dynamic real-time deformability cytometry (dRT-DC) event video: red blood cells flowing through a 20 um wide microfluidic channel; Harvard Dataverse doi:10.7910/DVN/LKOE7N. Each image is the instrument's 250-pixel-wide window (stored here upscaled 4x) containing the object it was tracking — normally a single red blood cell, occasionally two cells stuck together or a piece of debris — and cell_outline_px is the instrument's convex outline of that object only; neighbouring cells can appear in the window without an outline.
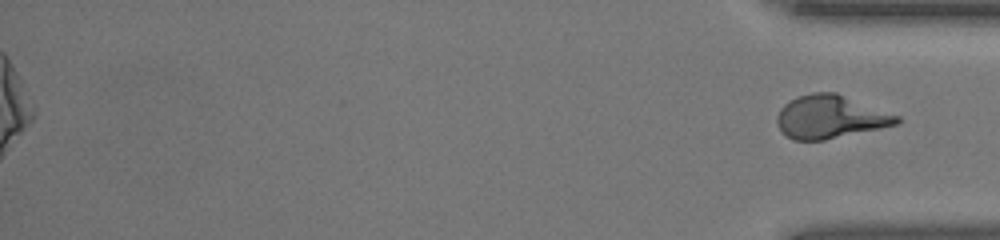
{"species": "human", "species_latin": "Homo sapiens", "temperature_condition": "room temperature", "stored_images_in_passage": 35, "segment_of_instrument_passage": [2, 2], "camera_frame_rate_fps": 3000, "um_per_image_px": 0.085, "donor": {"sex": "female"}, "frame": {"image": 1, "passage_image": 35, "time_ms": 11.333, "image_size_px": [1000, 240], "cell_outline_px": [[900, 124], [824, 140], [792, 140], [780, 132], [776, 124], [776, 116], [780, 108], [788, 100], [796, 96], [812, 92], [836, 92], [900, 116]], "centroid_in_image_um": [70.53, 9.93], "position_along_channel_um": 364.7, "area_um2": 30.52}}